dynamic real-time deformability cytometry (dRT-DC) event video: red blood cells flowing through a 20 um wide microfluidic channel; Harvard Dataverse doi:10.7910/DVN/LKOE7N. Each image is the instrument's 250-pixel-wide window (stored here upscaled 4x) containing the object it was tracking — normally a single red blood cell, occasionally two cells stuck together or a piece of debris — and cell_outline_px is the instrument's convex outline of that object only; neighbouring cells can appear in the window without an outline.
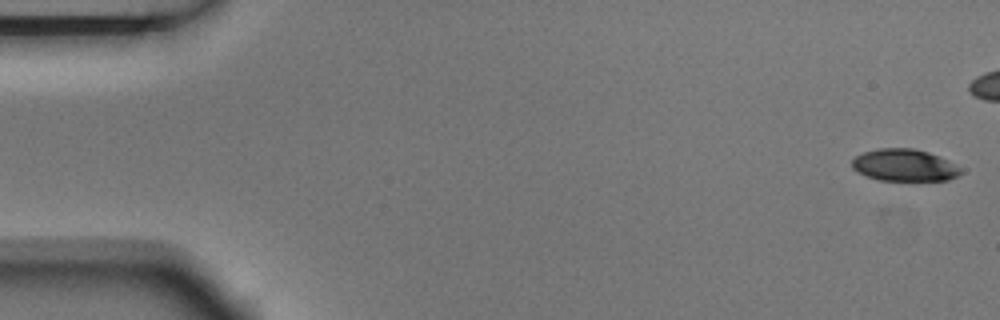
{"species": "Egyptian fruit bat (a non-hibernating species)", "species_latin": "Rousettus aegyptiacus", "temperature_condition": "room temperature", "stored_images_in_passage": 5, "camera_frame_rate_fps": 3000, "um_per_image_px": 0.085, "animal": {"sex": "male"}, "frame": {"image": 1, "passage_image": 1, "time_ms": 0.0, "image_size_px": [1000, 320], "cell_outline_px": [[964, 172], [948, 180], [880, 180], [856, 172], [852, 168], [852, 160], [856, 156], [864, 152], [880, 148], [916, 148], [940, 156], [960, 168]], "centroid_in_image_um": [76.87, 14.03], "position_along_channel_um": 8.1, "area_um2": 20.23}}